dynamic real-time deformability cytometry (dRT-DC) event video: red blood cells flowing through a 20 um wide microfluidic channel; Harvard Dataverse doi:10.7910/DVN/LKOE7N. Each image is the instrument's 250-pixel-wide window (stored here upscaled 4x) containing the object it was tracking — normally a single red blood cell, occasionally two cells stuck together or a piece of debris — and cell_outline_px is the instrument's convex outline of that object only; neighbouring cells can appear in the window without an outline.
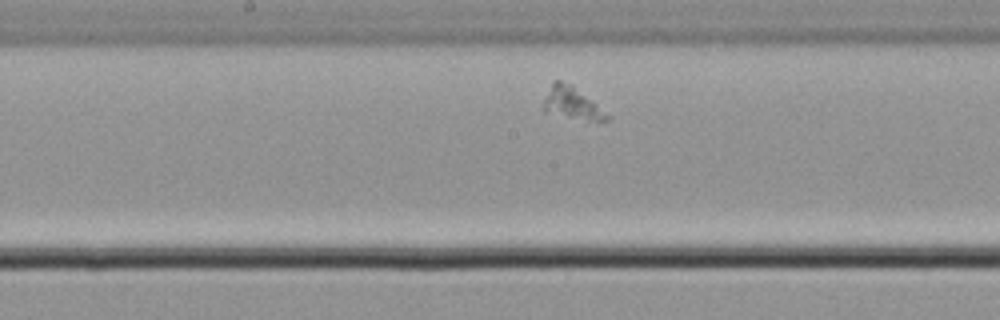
{"species": "common noctule bat (a hibernating species)", "species_latin": "Nyctalus noctula", "temperature_condition": "cold", "stored_images_in_passage": 32, "camera_frame_rate_fps": 3000, "um_per_image_px": 0.085, "animal": {"sex": "male", "body_mass_g": 21.5, "forearm_length_mm": 52.0}, "frame": {"image": 1, "passage_image": 14, "time_ms": 4.333, "image_size_px": [1000, 320], "cell_outline_px": [[612, 116], [608, 120], [600, 124], [544, 112], [544, 100], [552, 80], [560, 80], [572, 84]], "centroid_in_image_um": [48.69, 8.81], "position_along_channel_um": 199.5, "area_um2": 12.37}}
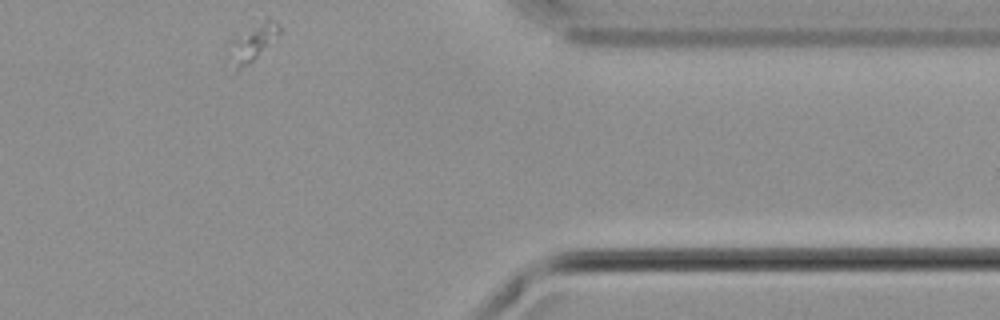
{"frame": {"image": 2, "passage_image": 32, "time_ms": 10.333, "image_size_px": [1000, 320], "cell_outline_px": [[280, 32], [248, 64], [236, 72], [224, 60], [224, 48], [232, 36], [268, 16], [280, 24]], "centroid_in_image_um": [21.26, 3.64], "position_along_channel_um": 390.1, "area_um2": 11.79}}